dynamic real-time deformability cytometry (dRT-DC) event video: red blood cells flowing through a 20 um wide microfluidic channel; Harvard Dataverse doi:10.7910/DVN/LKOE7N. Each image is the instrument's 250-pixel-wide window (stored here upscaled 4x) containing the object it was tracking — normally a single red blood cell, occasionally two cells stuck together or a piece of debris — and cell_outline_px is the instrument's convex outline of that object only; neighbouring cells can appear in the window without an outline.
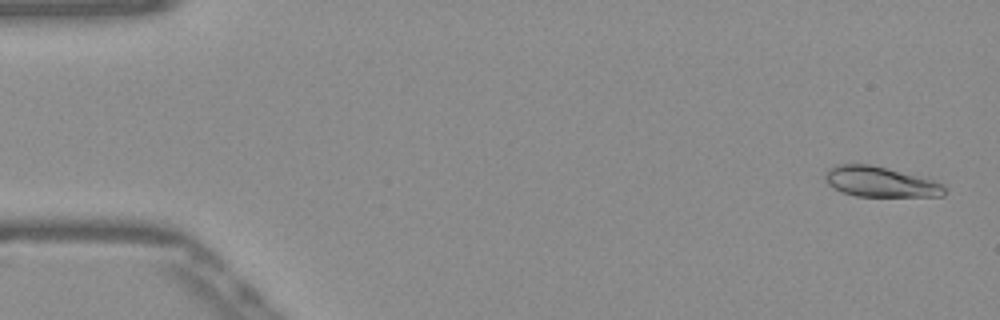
{"species": "Egyptian fruit bat (a non-hibernating species)", "species_latin": "Rousettus aegyptiacus", "temperature_condition": "warm", "stored_images_in_passage": 52, "camera_frame_rate_fps": 3000, "um_per_image_px": 0.085, "frame": {"image": 1, "passage_image": 2, "time_ms": 0.333, "image_size_px": [1000, 320], "cell_outline_px": [[944, 196], [856, 196], [840, 192], [832, 188], [828, 184], [824, 176], [828, 168], [836, 164], [868, 164], [932, 180], [944, 184]], "centroid_in_image_um": [74.75, 15.46], "position_along_channel_um": 10.2, "area_um2": 20.81}}
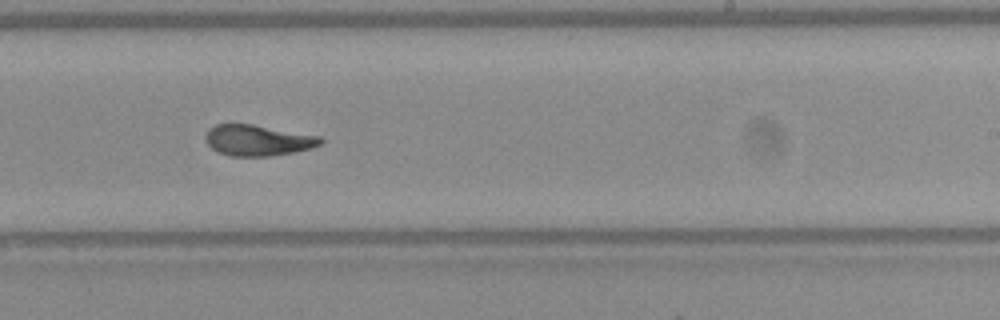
{"frame": {"image": 2, "passage_image": 32, "time_ms": 10.333, "image_size_px": [1000, 320], "cell_outline_px": [[324, 144], [312, 148], [272, 156], [228, 156], [212, 148], [208, 144], [204, 136], [208, 128], [216, 124], [252, 124], [320, 136], [324, 140]], "centroid_in_image_um": [21.93, 11.92], "position_along_channel_um": 267.1, "area_um2": 20.81}}
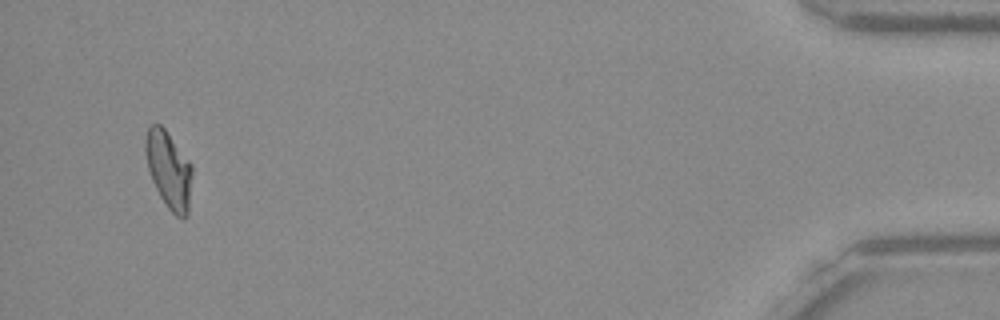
{"frame": {"image": 3, "passage_image": 50, "time_ms": 16.333, "image_size_px": [1000, 320], "cell_outline_px": [[192, 172], [188, 212], [184, 216], [176, 216], [168, 208], [160, 196], [152, 180], [148, 168], [144, 148], [144, 144], [148, 128], [152, 124], [160, 124], [164, 128], [192, 164]], "centroid_in_image_um": [14.33, 14.4], "position_along_channel_um": 420.9, "area_um2": 20.69}, "authors_computed_cell_mechanics": {"area_um2": 20.9814, "velocity_mm_per_s": 3.8767, "shape_relaxation_time_tau1_ms": 4.9293, "shape_relaxation_time_tau2_ms": 1.4986, "deformation_change_tau1": 0.1901, "deformation_change_tau2": 0.0777}}